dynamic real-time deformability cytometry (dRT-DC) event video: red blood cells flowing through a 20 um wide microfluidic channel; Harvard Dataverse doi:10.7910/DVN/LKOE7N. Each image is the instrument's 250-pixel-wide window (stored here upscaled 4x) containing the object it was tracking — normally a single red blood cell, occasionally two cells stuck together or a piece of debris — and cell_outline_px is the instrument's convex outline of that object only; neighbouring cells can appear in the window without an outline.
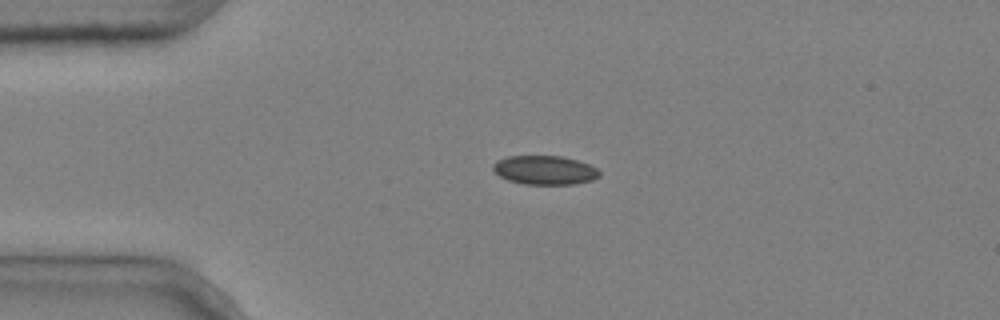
{"species": "common noctule bat (a hibernating species)", "species_latin": "Nyctalus noctula", "temperature_condition": "cold", "stored_images_in_passage": 4, "camera_frame_rate_fps": 3000, "um_per_image_px": 0.085, "animal": {"sex": "male", "body_mass_g": 20.4}, "frame": {"image": 1, "passage_image": 3, "time_ms": 0.667, "image_size_px": [1000, 320], "cell_outline_px": [[600, 176], [592, 180], [576, 184], [524, 184], [508, 180], [500, 176], [492, 168], [492, 164], [496, 160], [508, 156], [560, 156], [576, 160], [588, 164], [596, 168], [600, 172]], "centroid_in_image_um": [46.29, 14.46], "position_along_channel_um": 38.7, "area_um2": 17.92}}
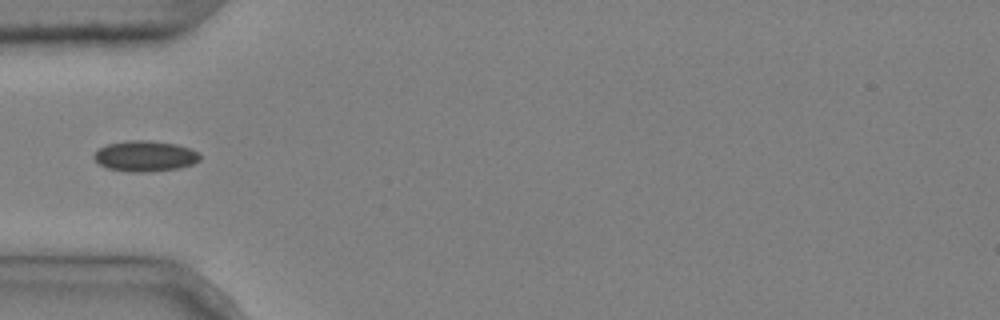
{"frame": {"image": 2, "passage_image": 4, "time_ms": 1.0, "image_size_px": [1000, 320], "cell_outline_px": [[200, 160], [192, 164], [180, 168], [144, 172], [128, 172], [108, 168], [100, 164], [92, 156], [100, 148], [108, 144], [128, 140], [148, 140], [176, 144], [200, 152]], "centroid_in_image_um": [12.35, 13.27], "position_along_channel_um": 72.7, "area_um2": 18.9}}